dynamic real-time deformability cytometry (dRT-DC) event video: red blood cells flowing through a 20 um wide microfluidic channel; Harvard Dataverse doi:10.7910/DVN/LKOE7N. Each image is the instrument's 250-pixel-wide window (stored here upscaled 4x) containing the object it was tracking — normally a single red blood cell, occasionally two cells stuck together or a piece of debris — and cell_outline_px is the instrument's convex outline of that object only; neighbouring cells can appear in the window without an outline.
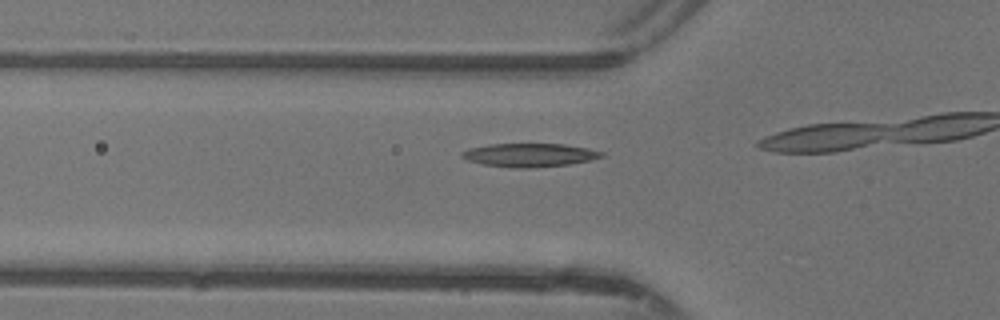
{"species": "common noctule bat (a hibernating species)", "species_latin": "Nyctalus noctula", "temperature_condition": "warm", "stored_images_in_passage": 15, "camera_frame_rate_fps": 3000, "um_per_image_px": 0.085, "animal": {"sex": "female"}, "frame": {"image": 1, "passage_image": 13, "time_ms": 4.0, "image_size_px": [1000, 320], "cell_outline_px": [[604, 156], [592, 160], [568, 164], [528, 168], [516, 168], [484, 164], [468, 160], [460, 156], [460, 152], [468, 148], [488, 144], [564, 144], [588, 148], [604, 152]], "centroid_in_image_um": [45.01, 13.17], "position_along_channel_um": 80.8, "area_um2": 19.07}}